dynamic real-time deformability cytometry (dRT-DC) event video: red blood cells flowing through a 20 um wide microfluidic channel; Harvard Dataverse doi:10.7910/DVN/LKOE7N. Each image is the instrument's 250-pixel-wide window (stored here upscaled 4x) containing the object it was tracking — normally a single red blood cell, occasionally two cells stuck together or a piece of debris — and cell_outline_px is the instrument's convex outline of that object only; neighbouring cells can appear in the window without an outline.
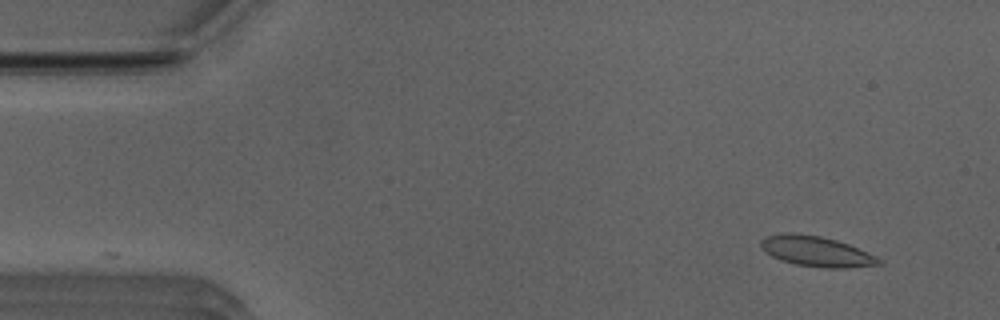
{"species": "Egyptian fruit bat (a non-hibernating species)", "species_latin": "Rousettus aegyptiacus", "temperature_condition": "room temperature", "stored_images_in_passage": 31, "camera_frame_rate_fps": 3000, "um_per_image_px": 0.085, "animal": {"sex": "male"}, "frame": {"image": 1, "passage_image": 1, "time_ms": 0.0, "image_size_px": [1000, 320], "cell_outline_px": [[884, 264], [848, 268], [824, 268], [796, 264], [772, 256], [760, 244], [760, 240], [768, 236], [820, 236], [836, 240], [848, 244], [876, 256], [884, 260]], "centroid_in_image_um": [69.55, 21.43], "position_along_channel_um": 15.4, "area_um2": 19.83}}
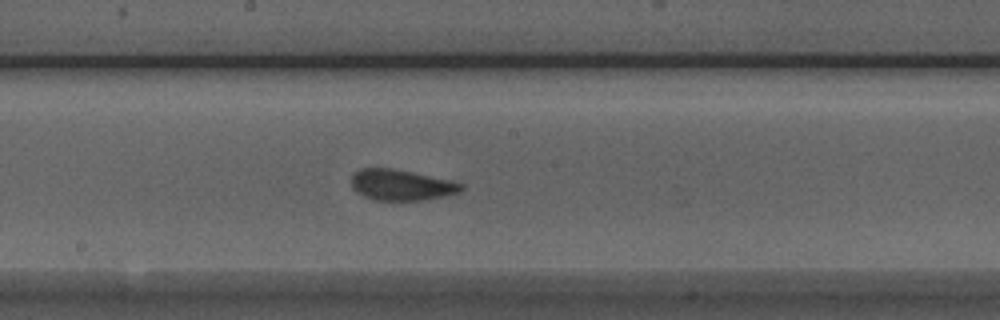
{"frame": {"image": 2, "passage_image": 24, "time_ms": 7.667, "image_size_px": [1000, 320], "cell_outline_px": [[464, 188], [460, 192], [444, 196], [420, 200], [376, 200], [364, 196], [356, 192], [352, 188], [352, 172], [360, 168], [392, 168], [456, 180], [464, 184]], "centroid_in_image_um": [34.14, 15.7], "position_along_channel_um": 214.1, "area_um2": 20.06}}
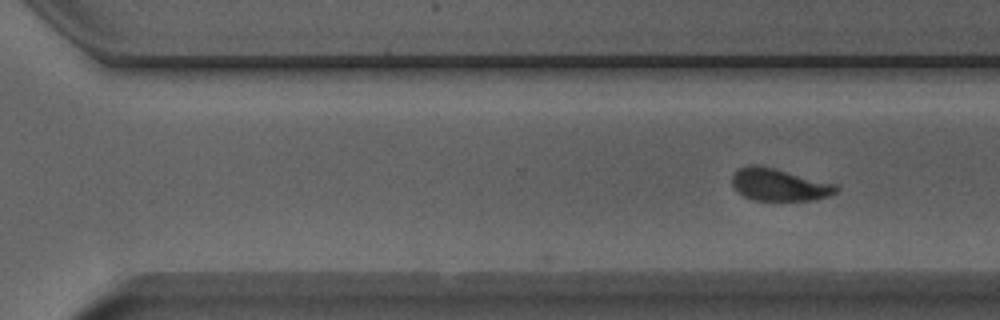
{"frame": {"image": 3, "passage_image": 31, "time_ms": 10.0, "image_size_px": [1000, 320], "cell_outline_px": [[840, 188], [832, 196], [812, 200], [752, 200], [744, 196], [732, 184], [732, 172], [748, 164], [756, 164], [776, 168], [836, 184]], "centroid_in_image_um": [66.24, 15.69], "position_along_channel_um": 304.4, "area_um2": 19.77}}